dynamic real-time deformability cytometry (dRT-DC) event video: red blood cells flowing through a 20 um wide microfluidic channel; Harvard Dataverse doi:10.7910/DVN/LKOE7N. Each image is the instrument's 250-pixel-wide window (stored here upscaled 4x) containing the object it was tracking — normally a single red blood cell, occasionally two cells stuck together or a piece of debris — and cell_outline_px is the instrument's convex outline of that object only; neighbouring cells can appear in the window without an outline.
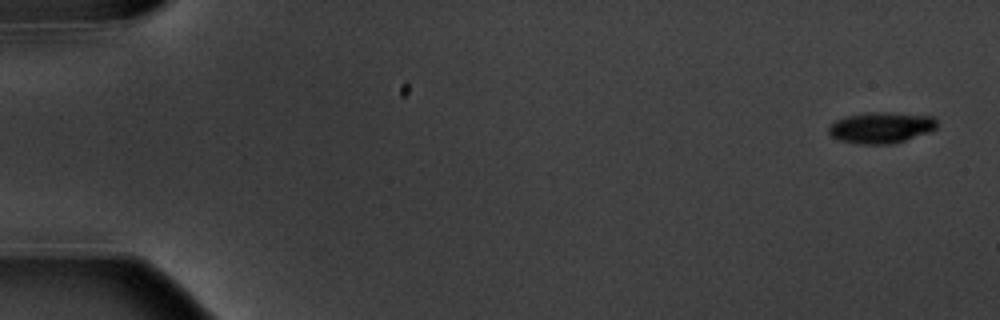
{"species": "common noctule bat (a hibernating species)", "species_latin": "Nyctalus noctula", "temperature_condition": "warm", "stored_images_in_passage": 15, "camera_frame_rate_fps": 3000, "um_per_image_px": 0.085, "animal": {"sex": "male", "body_mass_g": 20.1, "forearm_length_mm": 53.5}, "frame": {"image": 1, "passage_image": 1, "time_ms": 0.0, "image_size_px": [1000, 320], "cell_outline_px": [[936, 128], [928, 132], [892, 144], [860, 144], [840, 140], [832, 136], [828, 132], [828, 128], [836, 120], [848, 116], [872, 112], [884, 112], [932, 116], [936, 120]], "centroid_in_image_um": [74.88, 10.85], "position_along_channel_um": 10.1, "area_um2": 19.25}}
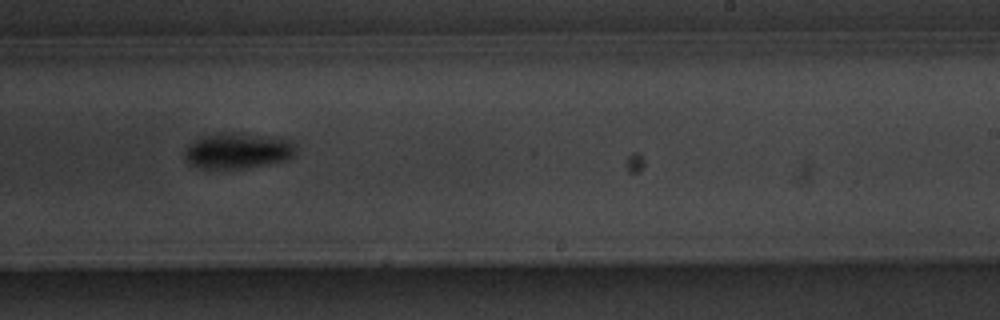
{"frame": {"image": 2, "passage_image": 10, "time_ms": 11.333, "image_size_px": [1000, 320], "cell_outline_px": [[296, 148], [292, 156], [284, 160], [240, 168], [196, 168], [184, 156], [184, 152], [196, 140], [204, 136], [216, 132], [244, 132], [284, 140], [292, 144]], "centroid_in_image_um": [20.15, 12.79], "position_along_channel_um": 268.9, "area_um2": 22.43}}
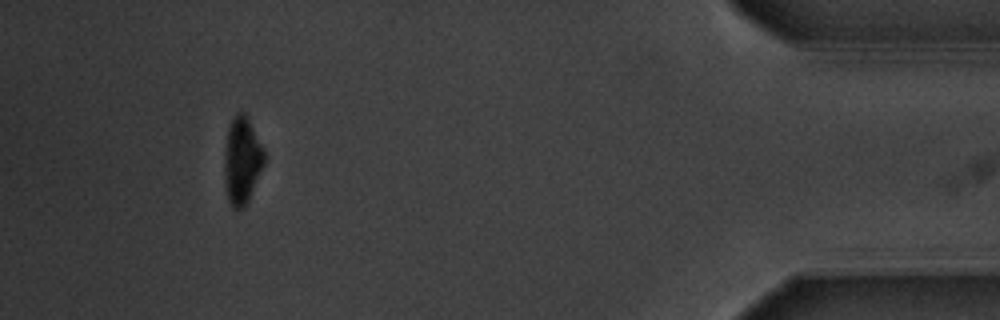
{"frame": {"image": 3, "passage_image": 14, "time_ms": 17.0, "image_size_px": [1000, 320], "cell_outline_px": [[264, 164], [248, 200], [244, 208], [232, 208], [228, 200], [224, 184], [224, 152], [228, 128], [236, 112], [244, 112], [248, 116], [264, 148]], "centroid_in_image_um": [20.56, 13.62], "position_along_channel_um": 414.6, "area_um2": 20.4}, "authors_computed_cell_mechanics": {"area_um2": 21.097, "velocity_mm_per_s": 3.5876, "shape_relaxation_time_tau1_ms": 1.9679, "shape_relaxation_time_tau2_ms": 2.5172, "deformation_change_tau1": 0.1496, "deformation_change_tau2": 0.0706}}